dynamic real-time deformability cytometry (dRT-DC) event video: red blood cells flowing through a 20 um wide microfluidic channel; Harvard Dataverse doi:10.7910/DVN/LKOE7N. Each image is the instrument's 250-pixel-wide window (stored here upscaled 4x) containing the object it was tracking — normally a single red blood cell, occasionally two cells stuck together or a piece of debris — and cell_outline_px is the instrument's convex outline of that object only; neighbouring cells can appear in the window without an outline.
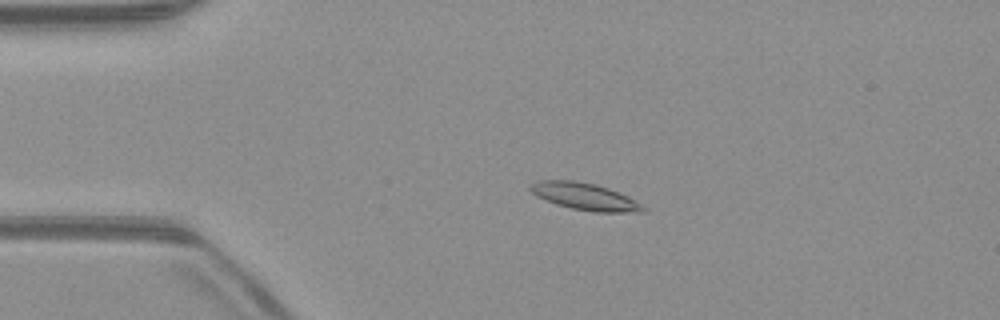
{"species": "common noctule bat (a hibernating species)", "species_latin": "Nyctalus noctula", "temperature_condition": "warm", "stored_images_in_passage": 51, "camera_frame_rate_fps": 3000, "um_per_image_px": 0.085, "animal": {"sex": "male", "body_mass_g": 23.1, "forearm_length_mm": 52.7}, "frame": {"image": 1, "passage_image": 10, "time_ms": 3.0, "image_size_px": [1000, 320], "cell_outline_px": [[648, 212], [592, 212], [572, 208], [556, 204], [544, 200], [536, 196], [528, 188], [536, 180], [572, 180], [596, 184], [608, 188], [628, 196], [648, 208]], "centroid_in_image_um": [49.73, 16.71], "position_along_channel_um": 35.3, "area_um2": 17.92}}
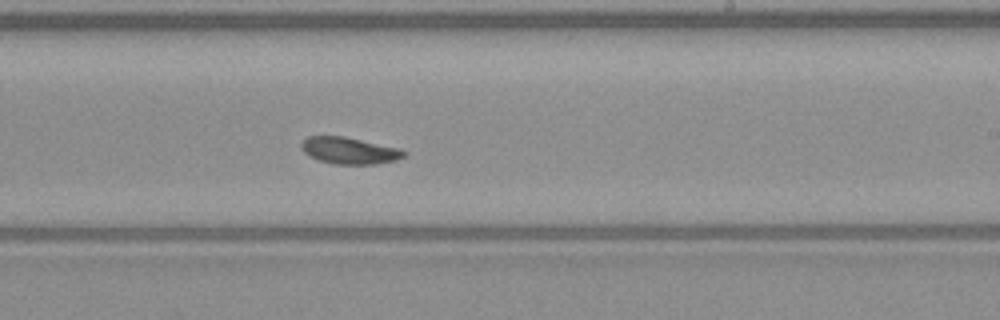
{"frame": {"image": 2, "passage_image": 30, "time_ms": 9.667, "image_size_px": [1000, 320], "cell_outline_px": [[408, 152], [404, 156], [396, 160], [376, 164], [336, 164], [320, 160], [304, 152], [300, 148], [300, 144], [308, 136], [344, 136], [400, 148]], "centroid_in_image_um": [29.72, 12.79], "position_along_channel_um": 259.3, "area_um2": 15.9}}
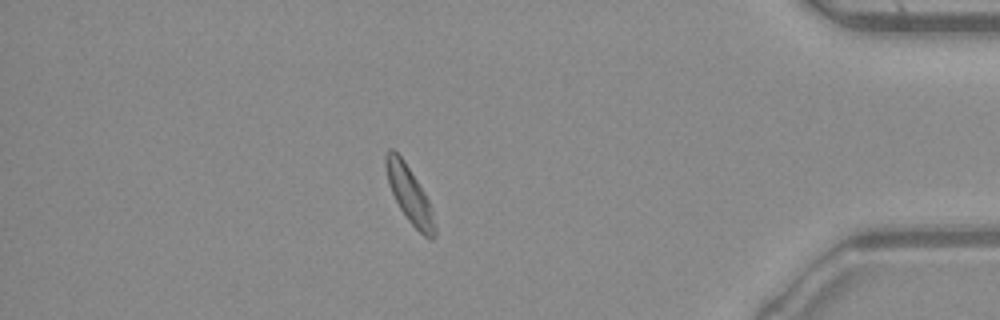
{"frame": {"image": 3, "passage_image": 44, "time_ms": 14.333, "image_size_px": [1000, 320], "cell_outline_px": [[436, 236], [432, 240], [428, 240], [408, 220], [400, 208], [388, 184], [384, 164], [384, 156], [388, 148], [392, 148], [404, 160], [424, 192], [428, 200], [432, 212], [436, 228]], "centroid_in_image_um": [34.79, 16.53], "position_along_channel_um": 400.4, "area_um2": 16.01}, "authors_computed_cell_mechanics": {"area_um2": 16.473, "velocity_mm_per_s": 3.9498, "shape_relaxation_time_tau1_ms": 5.6077, "shape_relaxation_time_tau2_ms": 5.813, "deformation_change_tau1": 0.1039, "deformation_change_tau2": 0.1126}}